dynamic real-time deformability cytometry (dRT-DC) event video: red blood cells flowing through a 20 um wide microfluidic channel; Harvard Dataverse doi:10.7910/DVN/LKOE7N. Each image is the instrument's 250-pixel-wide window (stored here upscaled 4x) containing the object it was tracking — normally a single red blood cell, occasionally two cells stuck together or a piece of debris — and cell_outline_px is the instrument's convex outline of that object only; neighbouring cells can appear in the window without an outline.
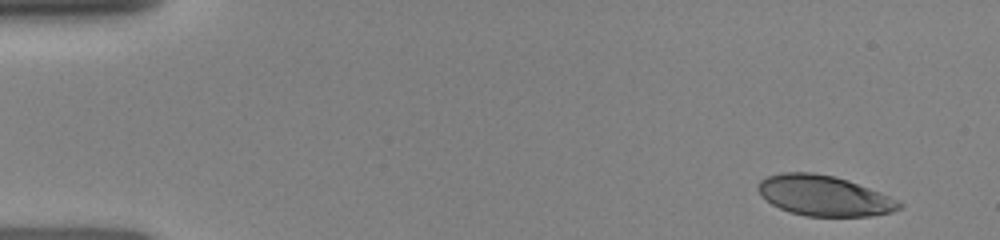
{"species": "human", "species_latin": "Homo sapiens", "temperature_condition": "room temperature", "stored_images_in_passage": 9, "camera_frame_rate_fps": 3000, "um_per_image_px": 0.085, "donor": {"sex": "female"}, "frame": {"image": 1, "passage_image": 1, "time_ms": 0.0, "image_size_px": [1000, 240], "cell_outline_px": [[904, 204], [900, 208], [892, 212], [872, 216], [804, 216], [788, 212], [772, 204], [756, 188], [760, 180], [768, 176], [780, 172], [812, 172], [836, 176], [848, 180], [880, 192]], "centroid_in_image_um": [70.04, 16.63], "position_along_channel_um": 15.0, "area_um2": 33.18}}
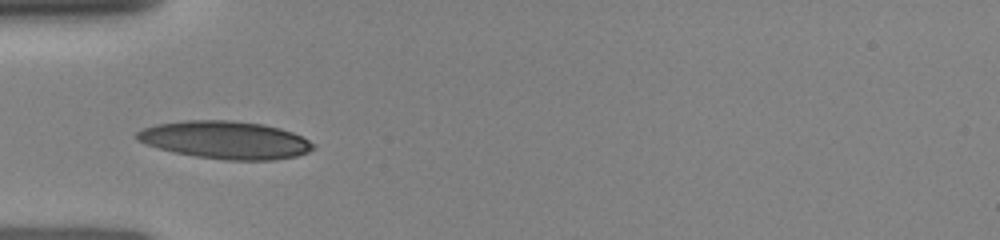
{"frame": {"image": 2, "passage_image": 6, "time_ms": 4.0, "image_size_px": [1000, 240], "cell_outline_px": [[316, 148], [308, 152], [296, 156], [272, 160], [224, 160], [196, 156], [176, 152], [160, 148], [136, 140], [136, 132], [144, 128], [156, 124], [184, 120], [232, 120], [264, 124], [280, 128], [292, 132], [316, 144]], "centroid_in_image_um": [19.19, 11.89], "position_along_channel_um": 65.8, "area_um2": 38.73}}
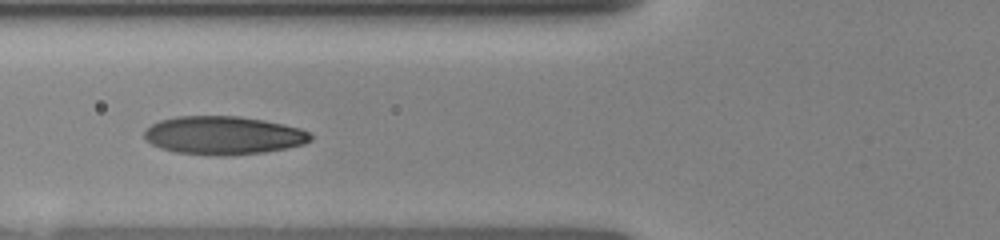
{"frame": {"image": 3, "passage_image": 8, "time_ms": 5.0, "image_size_px": [1000, 240], "cell_outline_px": [[312, 140], [304, 144], [264, 152], [228, 156], [220, 156], [176, 152], [160, 148], [144, 140], [144, 132], [152, 124], [160, 120], [176, 116], [240, 116], [264, 120], [284, 124], [300, 128], [308, 132], [312, 136]], "centroid_in_image_um": [18.98, 11.5], "position_along_channel_um": 106.8, "area_um2": 37.22}}